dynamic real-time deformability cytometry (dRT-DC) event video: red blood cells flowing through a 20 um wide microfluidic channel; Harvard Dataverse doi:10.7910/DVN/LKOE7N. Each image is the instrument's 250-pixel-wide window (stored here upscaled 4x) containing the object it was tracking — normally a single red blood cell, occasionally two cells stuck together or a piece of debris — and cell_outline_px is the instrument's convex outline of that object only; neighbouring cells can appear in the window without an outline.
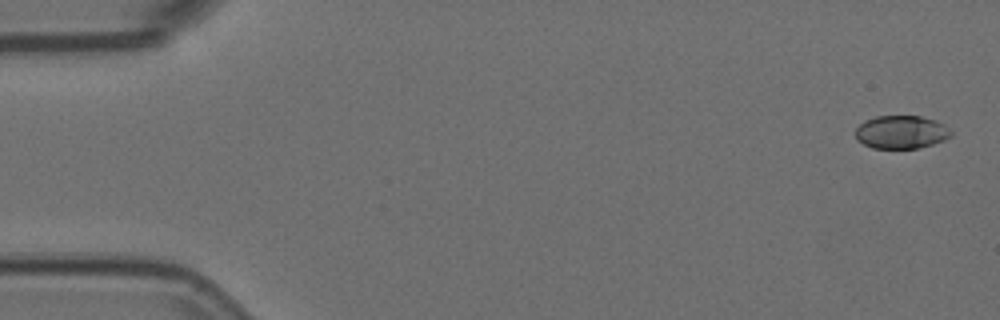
{"species": "Egyptian fruit bat (a non-hibernating species)", "species_latin": "Rousettus aegyptiacus", "temperature_condition": "room temperature", "stored_images_in_passage": 6, "camera_frame_rate_fps": 3000, "um_per_image_px": 0.085, "animal": {"sex": "female"}, "frame": {"image": 1, "passage_image": 1, "time_ms": 0.0, "image_size_px": [1000, 320], "cell_outline_px": [[952, 136], [944, 140], [932, 144], [916, 148], [872, 148], [856, 140], [856, 128], [864, 120], [876, 116], [920, 116], [936, 120], [944, 124], [952, 132]], "centroid_in_image_um": [76.6, 11.22], "position_along_channel_um": 8.4, "area_um2": 18.5}}